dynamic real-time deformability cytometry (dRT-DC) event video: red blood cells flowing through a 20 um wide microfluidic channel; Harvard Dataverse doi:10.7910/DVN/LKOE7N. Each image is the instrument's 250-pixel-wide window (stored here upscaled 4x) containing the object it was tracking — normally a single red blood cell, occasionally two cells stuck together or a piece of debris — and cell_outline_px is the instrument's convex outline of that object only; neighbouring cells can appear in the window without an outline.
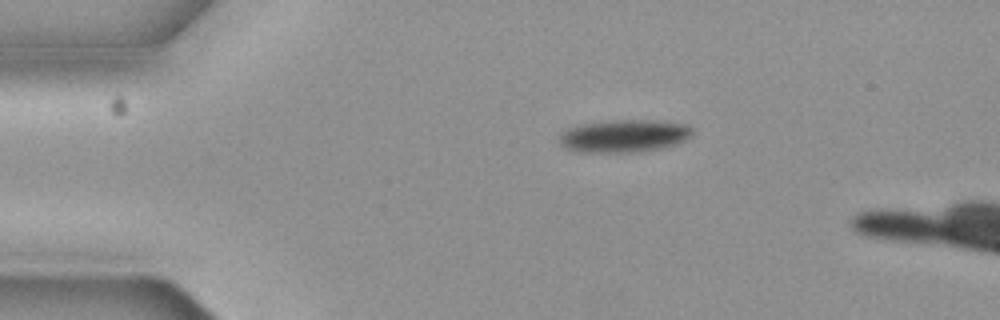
{"species": "common noctule bat (a hibernating species)", "species_latin": "Nyctalus noctula", "temperature_condition": "cold", "stored_images_in_passage": 3, "camera_frame_rate_fps": 3000, "um_per_image_px": 0.085, "animal": {"sex": "female", "body_mass_g": 19.3, "forearm_length_mm": 54.1}, "frame": {"image": 1, "passage_image": 1, "time_ms": 0.0, "image_size_px": [1000, 320], "cell_outline_px": [[692, 132], [684, 140], [660, 148], [644, 152], [584, 152], [568, 148], [560, 140], [560, 136], [564, 132], [572, 128], [584, 124], [616, 120], [652, 120], [684, 124], [692, 128]], "centroid_in_image_um": [53.09, 11.56], "position_along_channel_um": 31.9, "area_um2": 24.51}}